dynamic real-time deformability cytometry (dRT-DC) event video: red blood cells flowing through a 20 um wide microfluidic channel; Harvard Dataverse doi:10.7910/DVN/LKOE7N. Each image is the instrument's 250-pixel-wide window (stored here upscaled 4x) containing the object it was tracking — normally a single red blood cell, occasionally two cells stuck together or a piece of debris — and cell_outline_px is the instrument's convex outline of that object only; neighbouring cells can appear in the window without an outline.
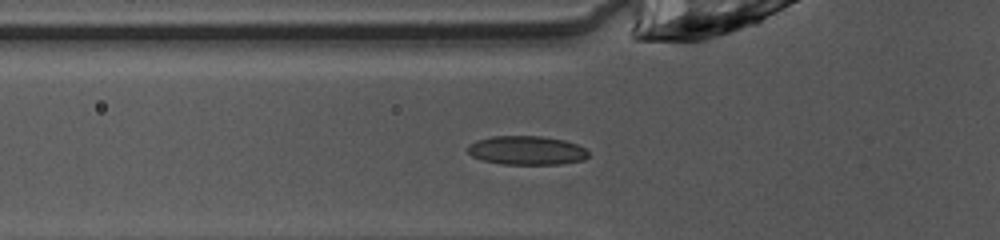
{"species": "common noctule bat (a hibernating species)", "species_latin": "Nyctalus noctula", "temperature_condition": "warm", "stored_images_in_passage": 38, "camera_frame_rate_fps": 3000, "um_per_image_px": 0.085, "animal": {"sex": "female", "body_mass_g": 10.0, "forearm_length_mm": 53.1}, "frame": {"image": 1, "passage_image": 11, "time_ms": 3.333, "image_size_px": [1000, 240], "cell_outline_px": [[588, 156], [584, 160], [560, 164], [504, 164], [484, 160], [472, 156], [468, 152], [468, 144], [476, 140], [492, 136], [540, 136], [564, 140], [576, 144], [584, 148], [588, 152]], "centroid_in_image_um": [44.76, 12.78], "position_along_channel_um": 81.0, "area_um2": 20.23}}
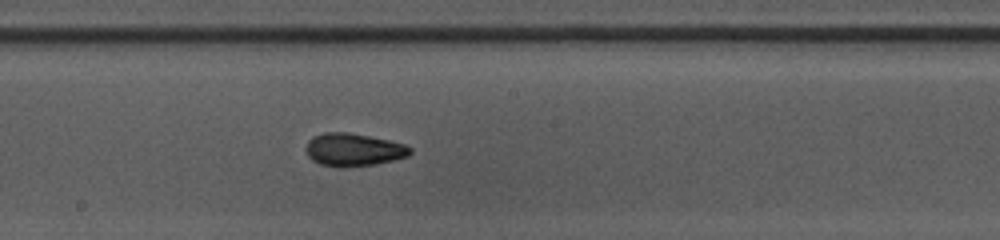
{"frame": {"image": 2, "passage_image": 21, "time_ms": 6.667, "image_size_px": [1000, 240], "cell_outline_px": [[412, 152], [408, 156], [396, 160], [376, 164], [348, 168], [340, 168], [320, 164], [312, 160], [308, 156], [308, 140], [312, 136], [324, 132], [348, 132], [388, 140], [404, 144], [412, 148]], "centroid_in_image_um": [30.07, 12.74], "position_along_channel_um": 218.1, "area_um2": 20.11}}
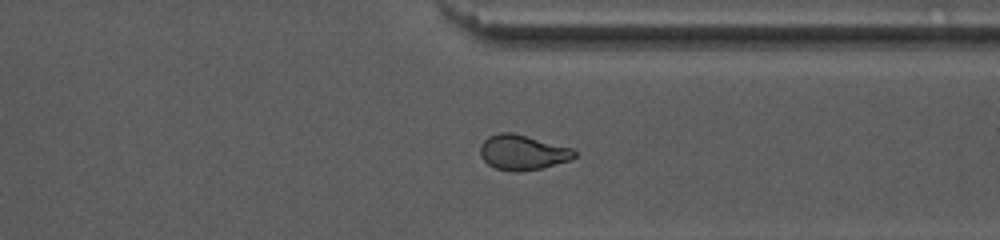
{"frame": {"image": 3, "passage_image": 32, "time_ms": 10.333, "image_size_px": [1000, 240], "cell_outline_px": [[576, 156], [572, 160], [540, 168], [520, 172], [512, 172], [496, 168], [488, 164], [480, 156], [480, 144], [488, 136], [500, 132], [512, 132], [572, 148], [576, 152]], "centroid_in_image_um": [44.41, 12.95], "position_along_channel_um": 367.0, "area_um2": 19.31}}